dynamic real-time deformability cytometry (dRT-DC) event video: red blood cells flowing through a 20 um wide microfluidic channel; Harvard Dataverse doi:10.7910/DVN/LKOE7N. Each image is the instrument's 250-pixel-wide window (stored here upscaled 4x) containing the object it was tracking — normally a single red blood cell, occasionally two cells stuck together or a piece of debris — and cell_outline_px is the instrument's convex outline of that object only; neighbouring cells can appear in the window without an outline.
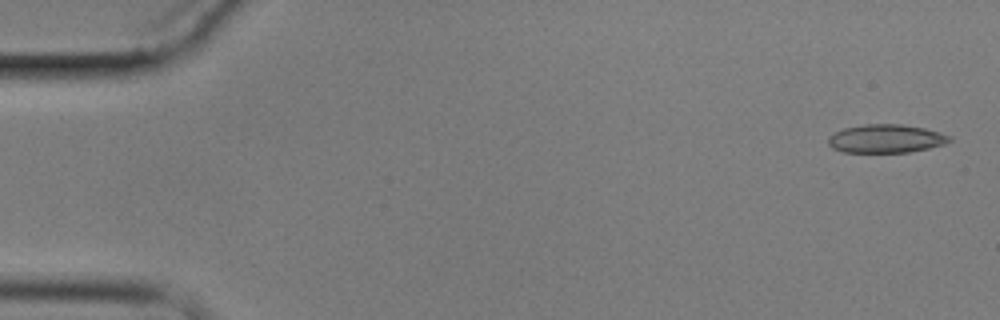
{"species": "common noctule bat (a hibernating species)", "species_latin": "Nyctalus noctula", "temperature_condition": "cold", "stored_images_in_passage": 11, "camera_frame_rate_fps": 3000, "um_per_image_px": 0.085, "animal": {"sex": "male", "body_mass_g": 17.9}, "frame": {"image": 1, "passage_image": 1, "time_ms": 0.0, "image_size_px": [1000, 320], "cell_outline_px": [[952, 140], [944, 144], [928, 148], [908, 152], [844, 152], [832, 148], [828, 144], [828, 136], [844, 128], [864, 124], [900, 124], [924, 128], [940, 132], [952, 136]], "centroid_in_image_um": [75.31, 11.78], "position_along_channel_um": 9.7, "area_um2": 20.06}}
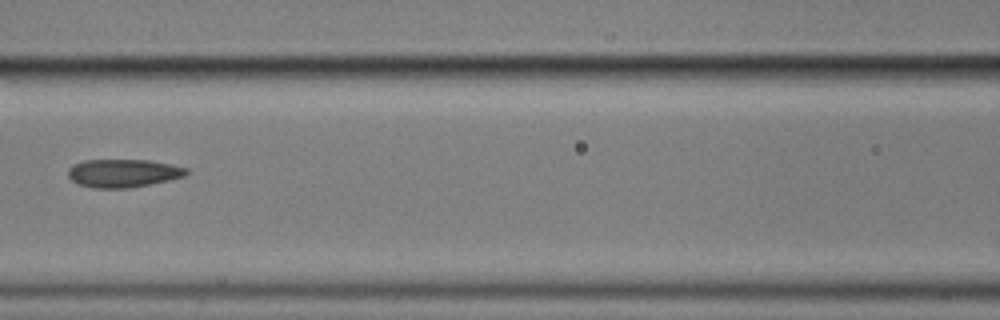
{"frame": {"image": 2, "passage_image": 7, "time_ms": 8.0, "image_size_px": [1000, 320], "cell_outline_px": [[188, 172], [184, 176], [168, 180], [128, 188], [92, 188], [76, 184], [68, 176], [68, 168], [72, 164], [84, 160], [148, 160], [172, 164], [188, 168]], "centroid_in_image_um": [10.43, 14.71], "position_along_channel_um": 156.2, "area_um2": 19.48}}
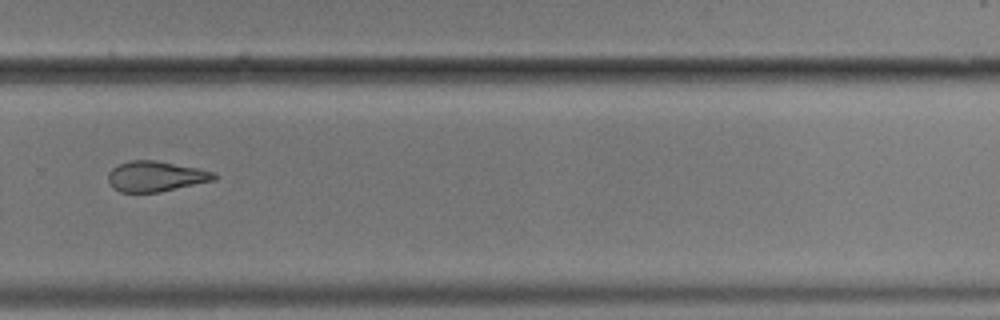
{"frame": {"image": 3, "passage_image": 11, "time_ms": 12.667, "image_size_px": [1000, 320], "cell_outline_px": [[216, 180], [160, 192], [120, 192], [112, 188], [108, 180], [108, 172], [112, 168], [128, 160], [156, 160], [216, 172]], "centroid_in_image_um": [13.22, 14.99], "position_along_channel_um": 316.6, "area_um2": 18.84}}